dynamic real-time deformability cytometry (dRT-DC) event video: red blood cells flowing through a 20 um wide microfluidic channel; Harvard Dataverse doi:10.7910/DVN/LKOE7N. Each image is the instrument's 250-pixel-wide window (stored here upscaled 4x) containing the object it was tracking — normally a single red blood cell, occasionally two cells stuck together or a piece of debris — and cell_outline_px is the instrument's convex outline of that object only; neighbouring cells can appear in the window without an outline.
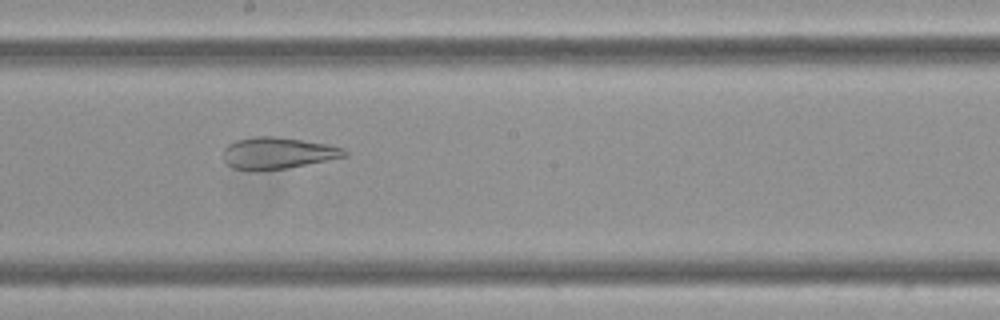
{"species": "Egyptian fruit bat (a non-hibernating species)", "species_latin": "Rousettus aegyptiacus", "temperature_condition": "cold", "stored_images_in_passage": 46, "camera_frame_rate_fps": 3000, "um_per_image_px": 0.085, "frame": {"image": 1, "passage_image": 27, "time_ms": 8.667, "image_size_px": [1000, 320], "cell_outline_px": [[348, 156], [284, 168], [256, 172], [232, 168], [224, 160], [224, 148], [228, 144], [236, 140], [252, 136], [276, 136], [328, 144], [344, 148], [348, 152]], "centroid_in_image_um": [23.58, 13.01], "position_along_channel_um": 224.6, "area_um2": 22.48}, "authors_computed_cell_mechanics": {"area_um2": 29.6803, "velocity_mm_per_s": 3.4166, "shape_relaxation_time_tau1_ms": null, "shape_relaxation_time_tau2_ms": 2.1947, "deformation_change_tau1": null, "deformation_change_tau2": 0.113}}